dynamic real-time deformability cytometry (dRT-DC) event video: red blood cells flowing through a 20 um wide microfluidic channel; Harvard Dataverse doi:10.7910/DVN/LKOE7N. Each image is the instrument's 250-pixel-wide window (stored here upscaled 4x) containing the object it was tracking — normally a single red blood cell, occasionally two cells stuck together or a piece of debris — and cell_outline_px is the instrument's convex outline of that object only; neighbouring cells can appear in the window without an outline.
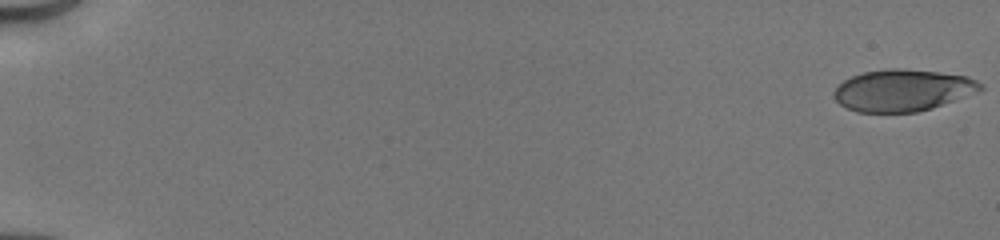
{"species": "human", "species_latin": "Homo sapiens", "temperature_condition": "cold", "stored_images_in_passage": 42, "camera_frame_rate_fps": 3000, "um_per_image_px": 0.085, "donor": {"sex": "male"}, "frame": {"image": 1, "passage_image": 1, "time_ms": 0.0, "image_size_px": [1000, 240], "cell_outline_px": [[984, 88], [976, 92], [932, 108], [916, 112], [856, 112], [840, 104], [832, 96], [832, 92], [844, 80], [852, 76], [864, 72], [888, 68], [900, 68], [940, 72], [968, 76], [976, 80]], "centroid_in_image_um": [76.7, 7.67], "position_along_channel_um": 8.3, "area_um2": 35.55}}
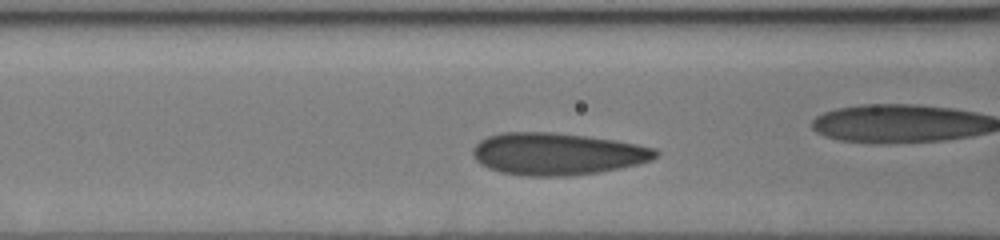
{"frame": {"image": 2, "passage_image": 21, "time_ms": 6.667, "image_size_px": [1000, 240], "cell_outline_px": [[660, 152], [652, 160], [620, 168], [600, 172], [568, 176], [520, 176], [500, 172], [488, 168], [480, 164], [472, 156], [472, 148], [480, 140], [488, 136], [500, 132], [552, 132], [588, 136], [616, 140], [656, 148]], "centroid_in_image_um": [47.34, 13.08], "position_along_channel_um": 119.3, "area_um2": 45.26}, "authors_computed_cell_mechanics": {"area_um2": 42.2807, "velocity_mm_per_s": 4.0992, "shape_relaxation_time_tau1_ms": 3.2159, "shape_relaxation_time_tau2_ms": null, "deformation_change_tau1": 0.0988, "deformation_change_tau2": null}}